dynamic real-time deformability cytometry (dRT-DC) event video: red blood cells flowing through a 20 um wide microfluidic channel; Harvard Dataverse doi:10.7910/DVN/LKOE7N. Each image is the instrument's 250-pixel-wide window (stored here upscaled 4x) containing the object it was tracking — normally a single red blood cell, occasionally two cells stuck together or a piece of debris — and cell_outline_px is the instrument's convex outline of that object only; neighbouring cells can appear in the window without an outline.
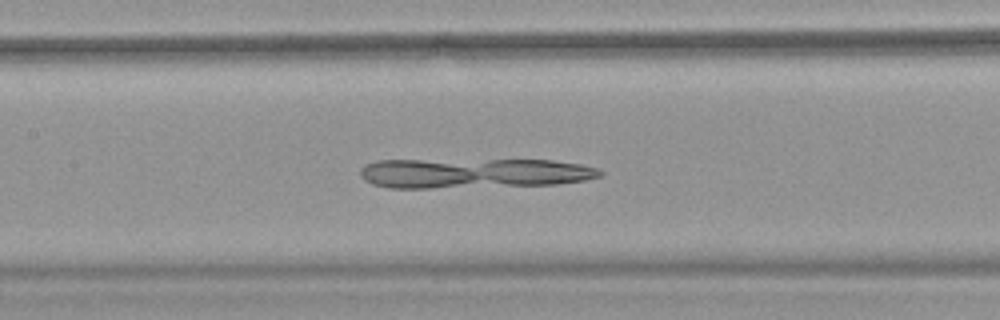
{"species": "common noctule bat (a hibernating species)", "species_latin": "Nyctalus noctula", "temperature_condition": "warm", "stored_images_in_passage": 25, "camera_frame_rate_fps": 3000, "um_per_image_px": 0.085, "animal": {"sex": "female", "body_mass_g": 18.4}, "frame": {"image": 1, "passage_image": 25, "time_ms": 8.0, "image_size_px": [1000, 320], "cell_outline_px": [[604, 172], [600, 176], [584, 180], [556, 184], [432, 188], [388, 188], [372, 184], [364, 180], [360, 176], [360, 168], [364, 164], [376, 160], [552, 160], [580, 164], [596, 168]], "centroid_in_image_um": [40.19, 14.72], "position_along_channel_um": 167.2, "area_um2": 41.91}}